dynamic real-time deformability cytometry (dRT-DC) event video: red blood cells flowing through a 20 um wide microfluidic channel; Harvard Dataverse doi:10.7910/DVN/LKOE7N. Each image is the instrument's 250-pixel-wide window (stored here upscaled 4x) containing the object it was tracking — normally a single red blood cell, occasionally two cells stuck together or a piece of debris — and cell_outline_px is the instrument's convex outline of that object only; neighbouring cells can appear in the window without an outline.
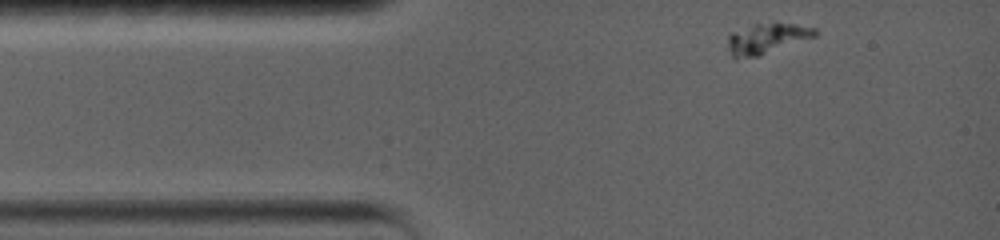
{"species": "common noctule bat (a hibernating species)", "species_latin": "Nyctalus noctula", "temperature_condition": "warm", "stored_images_in_passage": 83, "camera_frame_rate_fps": 5000, "um_per_image_px": 0.085, "animal": {"sex": "female", "body_mass_g": 19.0, "forearm_length_mm": 56.7}, "frame": {"image": 1, "passage_image": 1, "time_ms": 0.0, "image_size_px": [1000, 240], "cell_outline_px": [[820, 32], [816, 36], [760, 56], [736, 60], [732, 56], [728, 48], [728, 36], [732, 32], [756, 24], [772, 20], [776, 20], [816, 28]], "centroid_in_image_um": [65.2, 3.25], "position_along_channel_um": 19.8, "area_um2": 16.07}}
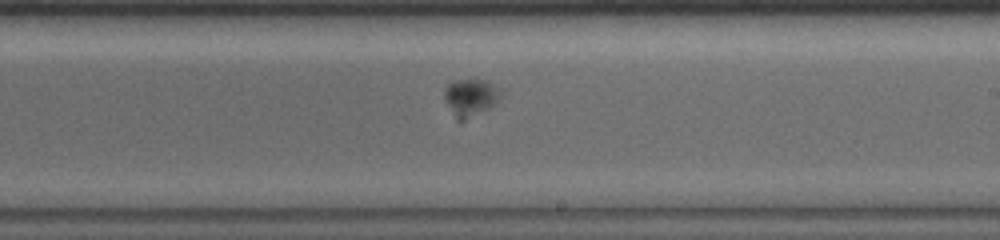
{"frame": {"image": 2, "passage_image": 34, "time_ms": 7.8, "image_size_px": [1000, 240], "cell_outline_px": [[504, 96], [488, 108], [464, 120], [456, 120], [444, 100], [444, 88], [448, 80], [472, 76], [476, 76], [492, 84], [504, 92]], "centroid_in_image_um": [39.96, 8.19], "position_along_channel_um": 249.0, "area_um2": 13.01}}
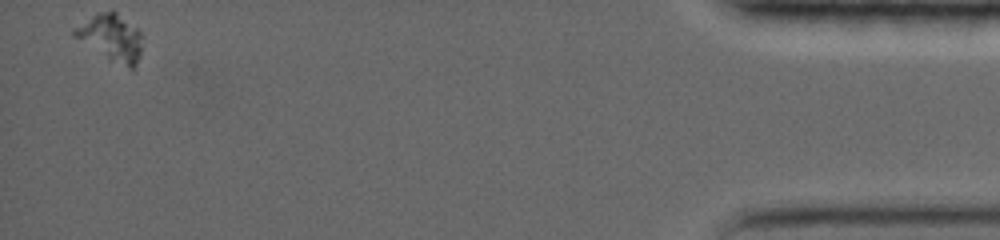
{"frame": {"image": 3, "passage_image": 83, "time_ms": 16.0, "image_size_px": [1000, 240], "cell_outline_px": [[140, 52], [136, 64], [132, 68], [128, 68], [108, 60], [72, 36], [72, 32], [76, 28], [96, 12], [116, 12], [136, 28], [140, 32]], "centroid_in_image_um": [9.42, 3.22], "position_along_channel_um": 425.8, "area_um2": 18.03}}